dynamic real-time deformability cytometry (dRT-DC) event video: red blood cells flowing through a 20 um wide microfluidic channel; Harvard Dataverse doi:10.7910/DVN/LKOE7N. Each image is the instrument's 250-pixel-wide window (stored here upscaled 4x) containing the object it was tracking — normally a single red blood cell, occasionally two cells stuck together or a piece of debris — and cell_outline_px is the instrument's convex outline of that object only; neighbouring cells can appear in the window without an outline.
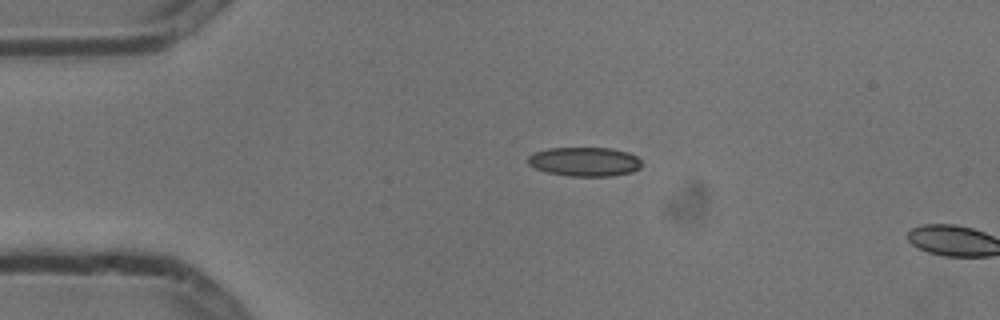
{"species": "common noctule bat (a hibernating species)", "species_latin": "Nyctalus noctula", "temperature_condition": "cold", "stored_images_in_passage": 2, "camera_frame_rate_fps": 3000, "um_per_image_px": 0.085, "animal": {"sex": "male", "body_mass_g": 13.3}, "frame": {"image": 1, "passage_image": 1, "time_ms": 0.0, "image_size_px": [1000, 320], "cell_outline_px": [[644, 164], [640, 168], [632, 172], [612, 176], [572, 176], [548, 172], [536, 168], [528, 164], [528, 156], [532, 152], [548, 148], [612, 148], [628, 152], [636, 156]], "centroid_in_image_um": [49.72, 13.73], "position_along_channel_um": 35.3, "area_um2": 19.42}}